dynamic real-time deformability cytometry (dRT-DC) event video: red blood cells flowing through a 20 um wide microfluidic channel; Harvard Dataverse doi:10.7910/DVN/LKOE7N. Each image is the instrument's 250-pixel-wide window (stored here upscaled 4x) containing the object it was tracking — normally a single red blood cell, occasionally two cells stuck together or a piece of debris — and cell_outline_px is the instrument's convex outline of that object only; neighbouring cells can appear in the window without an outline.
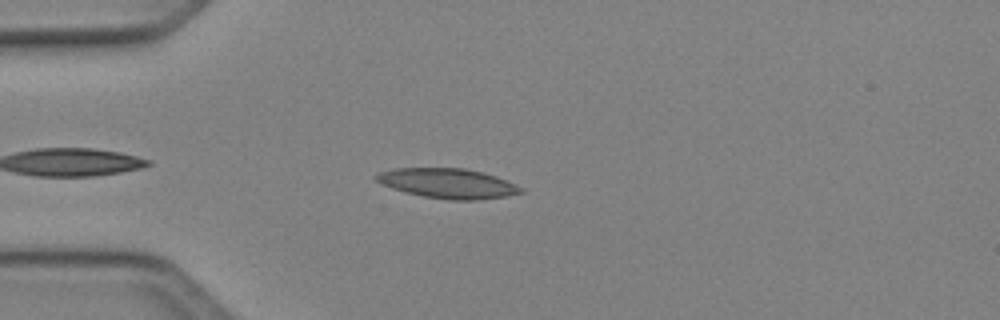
{"species": "Egyptian fruit bat (a non-hibernating species)", "species_latin": "Rousettus aegyptiacus", "temperature_condition": "cold", "stored_images_in_passage": 40, "camera_frame_rate_fps": 3000, "um_per_image_px": 0.085, "animal": {"sex": "female"}, "frame": {"image": 1, "passage_image": 4, "time_ms": 1.0, "image_size_px": [1000, 320], "cell_outline_px": [[524, 192], [508, 196], [476, 200], [448, 200], [424, 196], [404, 192], [392, 188], [376, 180], [372, 176], [380, 172], [392, 168], [464, 168], [484, 172], [496, 176], [524, 188]], "centroid_in_image_um": [38.08, 15.58], "position_along_channel_um": 46.9, "area_um2": 25.26}}
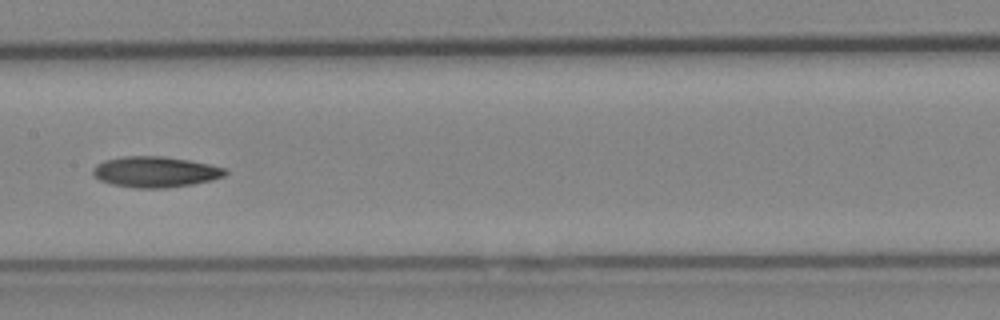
{"frame": {"image": 2, "passage_image": 16, "time_ms": 5.0, "image_size_px": [1000, 320], "cell_outline_px": [[228, 172], [224, 176], [212, 180], [192, 184], [168, 188], [136, 188], [112, 184], [100, 180], [92, 172], [92, 168], [96, 164], [104, 160], [124, 156], [164, 156], [188, 160], [208, 164], [224, 168]], "centroid_in_image_um": [13.19, 14.61], "position_along_channel_um": 194.2, "area_um2": 23.7}}
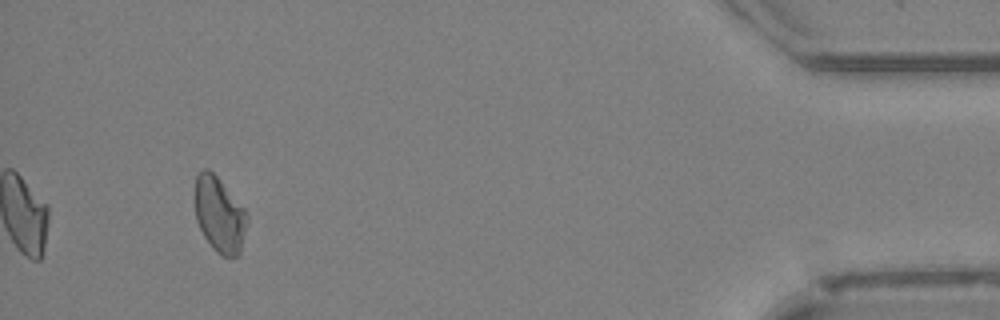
{"frame": {"image": 3, "passage_image": 37, "time_ms": 12.0, "image_size_px": [1000, 320], "cell_outline_px": [[248, 220], [240, 252], [236, 256], [220, 256], [212, 248], [204, 236], [196, 220], [196, 176], [204, 168], [208, 168], [220, 180], [244, 208], [248, 216]], "centroid_in_image_um": [18.66, 18.27], "position_along_channel_um": 416.5, "area_um2": 22.66}}